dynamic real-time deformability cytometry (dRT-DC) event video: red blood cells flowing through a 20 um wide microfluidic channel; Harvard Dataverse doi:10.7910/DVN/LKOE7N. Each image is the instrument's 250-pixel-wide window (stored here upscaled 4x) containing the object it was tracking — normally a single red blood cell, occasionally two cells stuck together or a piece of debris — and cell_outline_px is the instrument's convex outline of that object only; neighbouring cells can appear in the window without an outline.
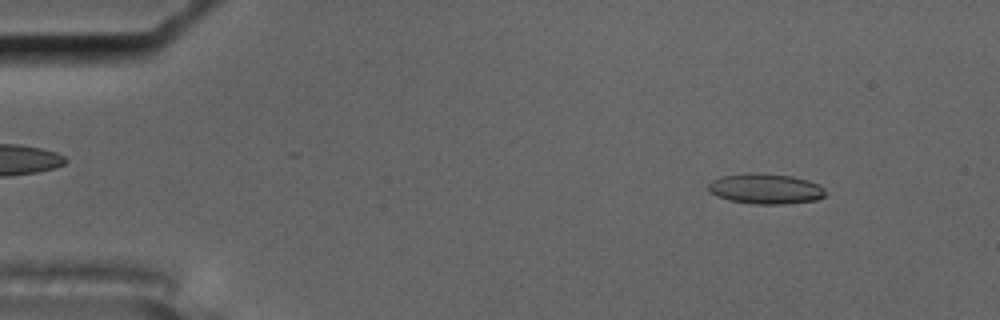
{"species": "common noctule bat (a hibernating species)", "species_latin": "Nyctalus noctula", "temperature_condition": "cold", "stored_images_in_passage": 56, "camera_frame_rate_fps": 3000, "um_per_image_px": 0.085, "animal": {"sex": "male", "body_mass_g": 17.5, "forearm_length_mm": 52.3}, "frame": {"image": 1, "passage_image": 6, "time_ms": 1.667, "image_size_px": [1000, 320], "cell_outline_px": [[824, 196], [816, 200], [788, 204], [752, 204], [728, 200], [716, 196], [708, 188], [708, 184], [712, 180], [720, 176], [752, 172], [760, 172], [792, 176], [808, 180], [820, 184], [824, 188]], "centroid_in_image_um": [65.07, 16.04], "position_along_channel_um": 19.9, "area_um2": 20.98}}
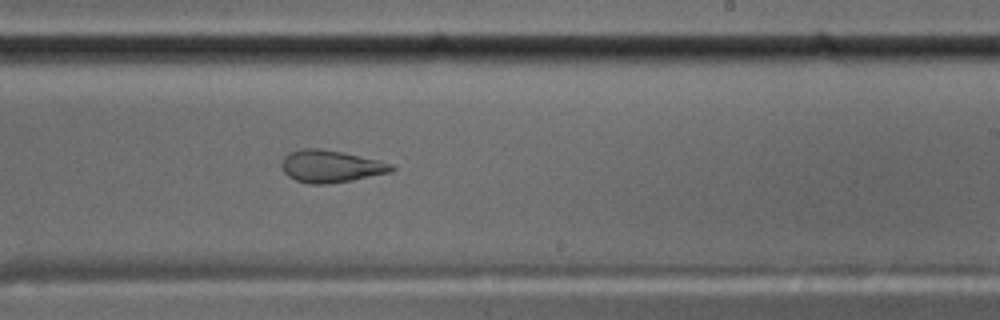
{"frame": {"image": 2, "passage_image": 34, "time_ms": 11.0, "image_size_px": [1000, 320], "cell_outline_px": [[396, 168], [392, 172], [352, 180], [328, 184], [308, 184], [296, 180], [288, 176], [284, 172], [280, 164], [284, 156], [288, 152], [304, 148], [320, 148], [380, 160], [392, 164]], "centroid_in_image_um": [28.1, 14.14], "position_along_channel_um": 260.9, "area_um2": 20.75}}
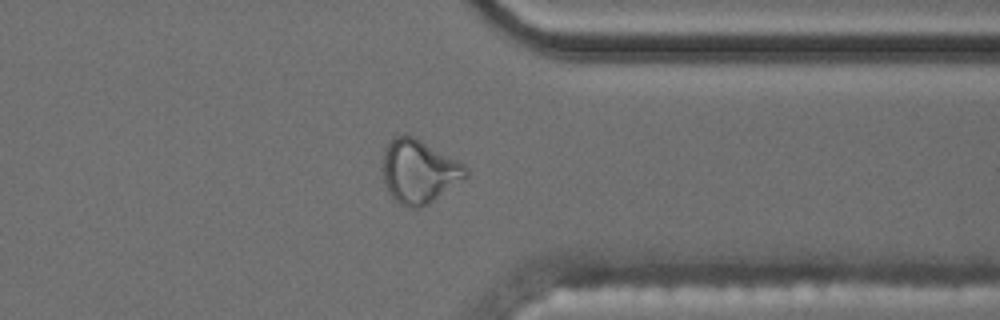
{"frame": {"image": 3, "passage_image": 44, "time_ms": 14.333, "image_size_px": [1000, 320], "cell_outline_px": [[468, 176], [464, 180], [428, 204], [420, 208], [412, 208], [400, 204], [388, 192], [384, 180], [384, 148], [388, 140], [392, 136], [412, 136], [420, 140], [464, 164], [468, 168]], "centroid_in_image_um": [35.62, 14.58], "position_along_channel_um": 375.8, "area_um2": 30.52}, "authors_computed_cell_mechanics": {"area_um2": 20.9236, "velocity_mm_per_s": 3.5436, "shape_relaxation_time_tau1_ms": null, "shape_relaxation_time_tau2_ms": 1.7788, "deformation_change_tau1": null, "deformation_change_tau2": 0.0913}}